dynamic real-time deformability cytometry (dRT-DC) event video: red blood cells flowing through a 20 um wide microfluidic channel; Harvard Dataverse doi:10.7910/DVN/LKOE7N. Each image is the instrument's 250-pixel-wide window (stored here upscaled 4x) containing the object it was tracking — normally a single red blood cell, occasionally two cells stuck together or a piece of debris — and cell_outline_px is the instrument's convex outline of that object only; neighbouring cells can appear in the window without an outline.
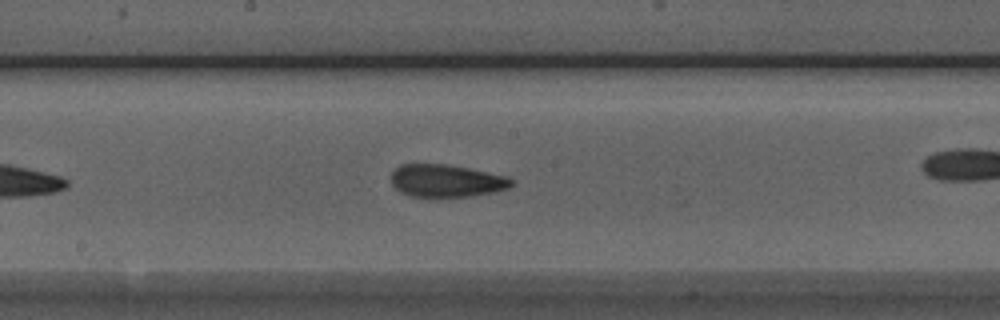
{"species": "Egyptian fruit bat (a non-hibernating species)", "species_latin": "Rousettus aegyptiacus", "temperature_condition": "room temperature", "stored_images_in_passage": 27, "camera_frame_rate_fps": 3000, "um_per_image_px": 0.085, "animal": {"sex": "male"}, "frame": {"image": 1, "passage_image": 16, "time_ms": 5.0, "image_size_px": [1000, 320], "cell_outline_px": [[516, 180], [508, 188], [496, 192], [440, 200], [408, 196], [400, 192], [392, 184], [392, 172], [400, 164], [444, 164], [468, 168], [508, 176]], "centroid_in_image_um": [37.94, 15.41], "position_along_channel_um": 210.3, "area_um2": 23.64}}